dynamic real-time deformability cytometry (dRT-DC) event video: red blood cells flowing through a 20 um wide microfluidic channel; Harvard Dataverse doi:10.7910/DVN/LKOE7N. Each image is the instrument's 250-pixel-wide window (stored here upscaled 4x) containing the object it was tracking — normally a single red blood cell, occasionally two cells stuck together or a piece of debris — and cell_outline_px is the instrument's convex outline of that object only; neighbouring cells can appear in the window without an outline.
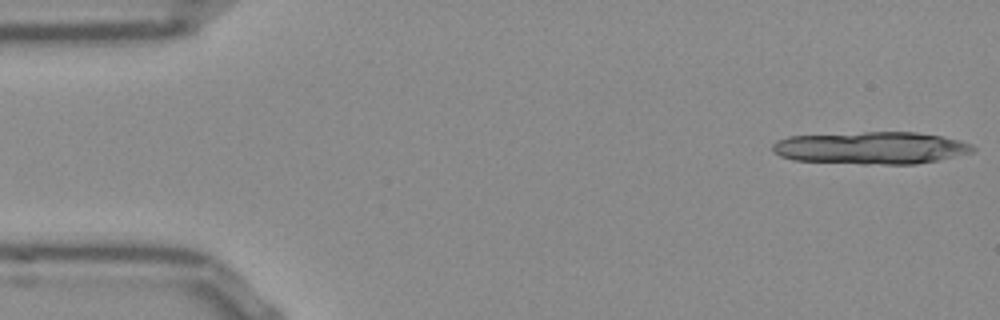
{"species": "Egyptian fruit bat (a non-hibernating species)", "species_latin": "Rousettus aegyptiacus", "temperature_condition": "room temperature", "stored_images_in_passage": 16, "camera_frame_rate_fps": 3000, "um_per_image_px": 0.085, "frame": {"image": 1, "passage_image": 1, "time_ms": 0.0, "image_size_px": [1000, 320], "cell_outline_px": [[976, 148], [972, 152], [936, 160], [916, 164], [864, 164], [792, 160], [780, 156], [772, 152], [772, 144], [776, 140], [788, 136], [864, 132], [916, 132], [940, 136], [972, 144]], "centroid_in_image_um": [73.98, 12.57], "position_along_channel_um": 11.0, "area_um2": 37.74}}